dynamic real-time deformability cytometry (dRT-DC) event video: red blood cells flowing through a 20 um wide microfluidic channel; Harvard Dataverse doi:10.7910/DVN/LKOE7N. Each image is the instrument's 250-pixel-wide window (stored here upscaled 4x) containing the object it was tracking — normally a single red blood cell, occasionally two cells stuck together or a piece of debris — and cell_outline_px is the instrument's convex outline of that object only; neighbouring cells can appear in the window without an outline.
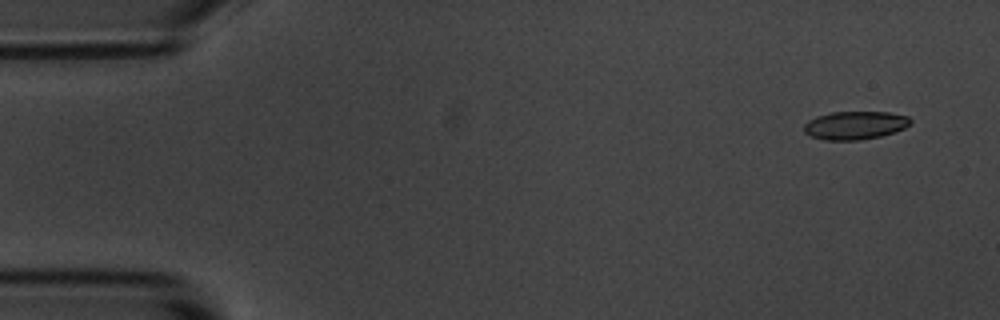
{"species": "common noctule bat (a hibernating species)", "species_latin": "Nyctalus noctula", "temperature_condition": "room temperature", "stored_images_in_passage": 5, "camera_frame_rate_fps": 3000, "um_per_image_px": 0.085, "animal": {"sex": "male", "body_mass_g": 20.1, "forearm_length_mm": 53.5}, "frame": {"image": 1, "passage_image": 1, "time_ms": 0.0, "image_size_px": [1000, 320], "cell_outline_px": [[912, 124], [896, 132], [880, 136], [860, 140], [824, 140], [812, 136], [804, 132], [804, 124], [808, 120], [816, 116], [832, 112], [888, 112], [908, 116], [912, 120]], "centroid_in_image_um": [72.7, 10.65], "position_along_channel_um": 12.3, "area_um2": 17.63}}
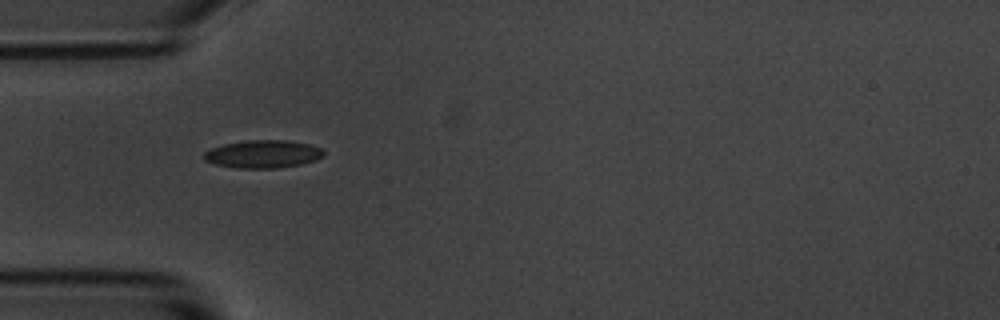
{"frame": {"image": 2, "passage_image": 4, "time_ms": 4.333, "image_size_px": [1000, 320], "cell_outline_px": [[324, 156], [316, 160], [300, 164], [276, 168], [232, 168], [216, 164], [204, 160], [204, 152], [212, 148], [224, 144], [248, 140], [284, 140], [308, 144], [320, 148], [324, 152]], "centroid_in_image_um": [22.34, 13.1], "position_along_channel_um": 62.7, "area_um2": 19.31}}